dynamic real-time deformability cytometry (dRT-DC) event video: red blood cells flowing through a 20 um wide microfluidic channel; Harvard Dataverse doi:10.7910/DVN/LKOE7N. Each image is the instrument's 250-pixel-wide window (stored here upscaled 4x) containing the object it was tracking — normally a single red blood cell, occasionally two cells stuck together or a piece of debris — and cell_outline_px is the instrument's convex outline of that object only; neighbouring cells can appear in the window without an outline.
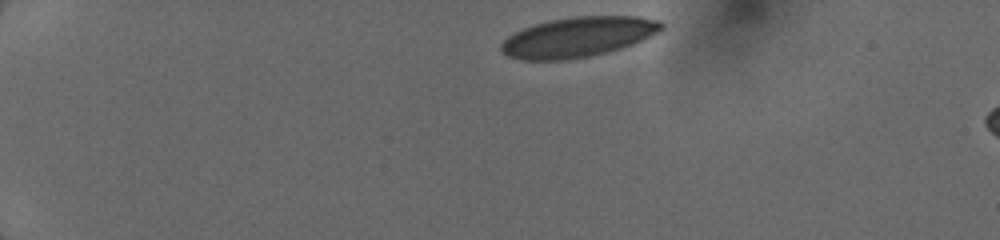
{"species": "human", "species_latin": "Homo sapiens", "temperature_condition": "cold", "stored_images_in_passage": 3, "camera_frame_rate_fps": 3000, "um_per_image_px": 0.085, "donor": {"sex": "female"}, "frame": {"image": 1, "passage_image": 1, "time_ms": 0.0, "image_size_px": [1000, 240], "cell_outline_px": [[664, 28], [632, 44], [620, 48], [588, 56], [568, 60], [520, 60], [508, 56], [500, 52], [500, 44], [508, 36], [524, 28], [536, 24], [552, 20], [576, 16], [640, 16], [660, 20], [664, 24]], "centroid_in_image_um": [49.11, 3.15], "position_along_channel_um": 35.9, "area_um2": 37.11}}